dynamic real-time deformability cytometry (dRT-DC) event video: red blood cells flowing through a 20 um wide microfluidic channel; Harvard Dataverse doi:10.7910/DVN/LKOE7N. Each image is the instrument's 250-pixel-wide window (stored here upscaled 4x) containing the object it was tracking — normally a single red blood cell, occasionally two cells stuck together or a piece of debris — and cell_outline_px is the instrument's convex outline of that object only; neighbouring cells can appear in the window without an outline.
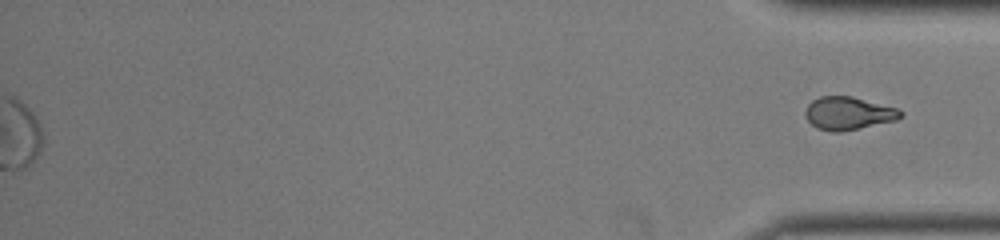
{"species": "common noctule bat (a hibernating species)", "species_latin": "Nyctalus noctula", "temperature_condition": "room temperature", "stored_images_in_passage": 48, "segment_of_instrument_passage": [2, 2], "camera_frame_rate_fps": 3000, "um_per_image_px": 0.085, "animal": {"sex": "female", "body_mass_g": 22.0, "forearm_length_mm": 56.7}, "frame": {"image": 1, "passage_image": 48, "time_ms": 15.667, "image_size_px": [1000, 240], "cell_outline_px": [[904, 112], [896, 120], [840, 132], [832, 132], [816, 128], [808, 120], [804, 112], [808, 104], [812, 100], [820, 96], [852, 96], [896, 108]], "centroid_in_image_um": [72.07, 9.63], "position_along_channel_um": 363.1, "area_um2": 18.15}}